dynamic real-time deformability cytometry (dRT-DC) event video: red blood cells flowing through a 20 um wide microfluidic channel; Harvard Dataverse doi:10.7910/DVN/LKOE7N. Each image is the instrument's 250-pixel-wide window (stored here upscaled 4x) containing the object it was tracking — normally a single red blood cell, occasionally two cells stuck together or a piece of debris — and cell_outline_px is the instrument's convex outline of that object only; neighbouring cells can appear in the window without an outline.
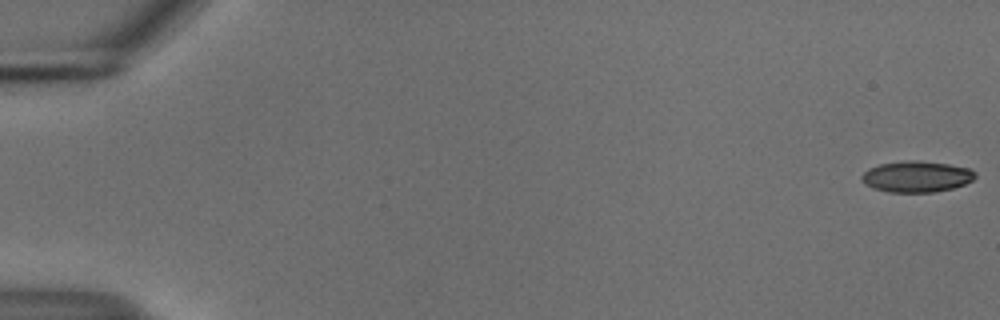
{"species": "common noctule bat (a hibernating species)", "species_latin": "Nyctalus noctula", "temperature_condition": "cold", "stored_images_in_passage": 55, "camera_frame_rate_fps": 3000, "um_per_image_px": 0.085, "animal": {"sex": "male", "body_mass_g": 18.8}, "frame": {"image": 1, "passage_image": 1, "time_ms": 0.0, "image_size_px": [1000, 320], "cell_outline_px": [[976, 176], [972, 180], [964, 184], [952, 188], [936, 192], [888, 192], [872, 188], [864, 184], [860, 176], [868, 168], [880, 164], [912, 160], [948, 164], [968, 168], [976, 172]], "centroid_in_image_um": [77.88, 15.02], "position_along_channel_um": 7.1, "area_um2": 20.52}}
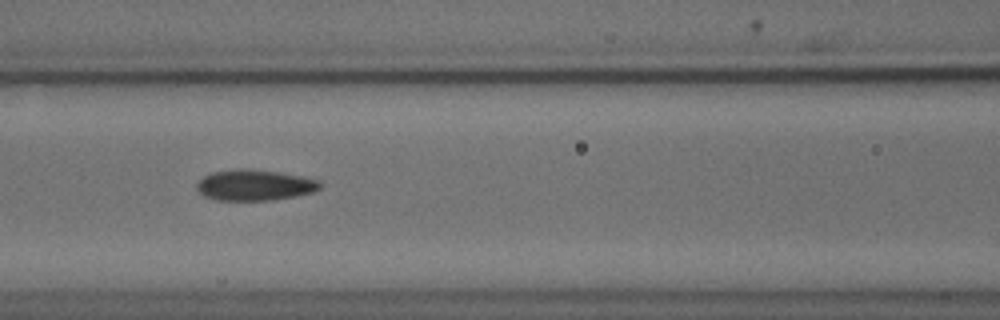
{"frame": {"image": 2, "passage_image": 25, "time_ms": 8.0, "image_size_px": [1000, 320], "cell_outline_px": [[320, 188], [312, 192], [296, 196], [272, 200], [216, 200], [204, 196], [196, 192], [196, 184], [204, 176], [212, 172], [236, 168], [248, 168], [280, 172], [320, 180]], "centroid_in_image_um": [21.6, 15.73], "position_along_channel_um": 145.0, "area_um2": 22.37}}
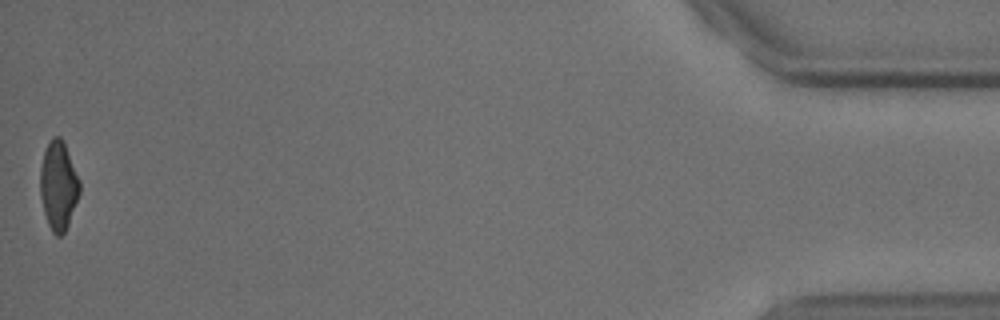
{"frame": {"image": 3, "passage_image": 55, "time_ms": 18.0, "image_size_px": [1000, 320], "cell_outline_px": [[80, 192], [68, 224], [64, 232], [60, 236], [56, 236], [52, 232], [48, 224], [44, 212], [40, 196], [40, 168], [44, 152], [52, 136], [60, 136], [64, 140], [80, 180]], "centroid_in_image_um": [4.97, 15.75], "position_along_channel_um": 430.2, "area_um2": 20.46}, "authors_computed_cell_mechanics": {"area_um2": 21.5016, "velocity_mm_per_s": 3.7255, "shape_relaxation_time_tau1_ms": 5.2315, "shape_relaxation_time_tau2_ms": 3.0893, "deformation_change_tau1": 0.1117, "deformation_change_tau2": 0.0868}}